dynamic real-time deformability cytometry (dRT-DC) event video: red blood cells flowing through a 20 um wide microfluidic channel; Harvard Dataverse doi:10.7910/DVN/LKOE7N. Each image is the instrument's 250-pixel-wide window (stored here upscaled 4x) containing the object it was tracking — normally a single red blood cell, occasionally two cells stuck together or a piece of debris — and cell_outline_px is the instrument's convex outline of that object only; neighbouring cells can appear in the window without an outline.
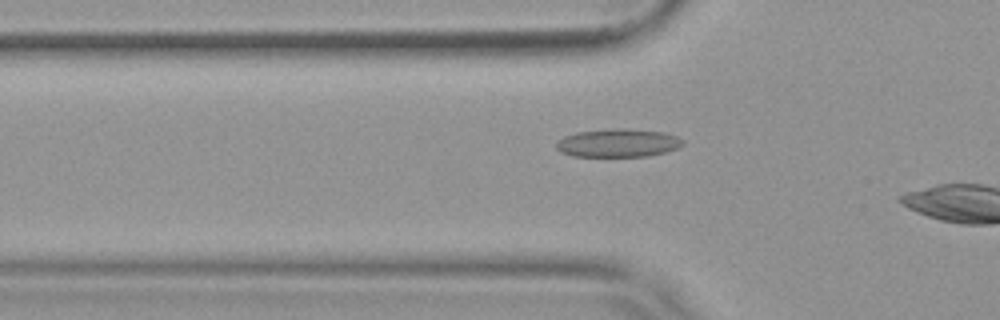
{"species": "common noctule bat (a hibernating species)", "species_latin": "Nyctalus noctula", "temperature_condition": "warm", "stored_images_in_passage": 22, "camera_frame_rate_fps": 3000, "um_per_image_px": 0.085, "animal": {"sex": "female", "body_mass_g": 19.9}, "frame": {"image": 1, "passage_image": 19, "time_ms": 6.0, "image_size_px": [1000, 320], "cell_outline_px": [[684, 144], [676, 148], [664, 152], [648, 156], [572, 156], [560, 152], [556, 148], [556, 140], [564, 136], [576, 132], [616, 128], [628, 128], [664, 132], [676, 136], [684, 140]], "centroid_in_image_um": [52.5, 12.14], "position_along_channel_um": 73.3, "area_um2": 20.92}}